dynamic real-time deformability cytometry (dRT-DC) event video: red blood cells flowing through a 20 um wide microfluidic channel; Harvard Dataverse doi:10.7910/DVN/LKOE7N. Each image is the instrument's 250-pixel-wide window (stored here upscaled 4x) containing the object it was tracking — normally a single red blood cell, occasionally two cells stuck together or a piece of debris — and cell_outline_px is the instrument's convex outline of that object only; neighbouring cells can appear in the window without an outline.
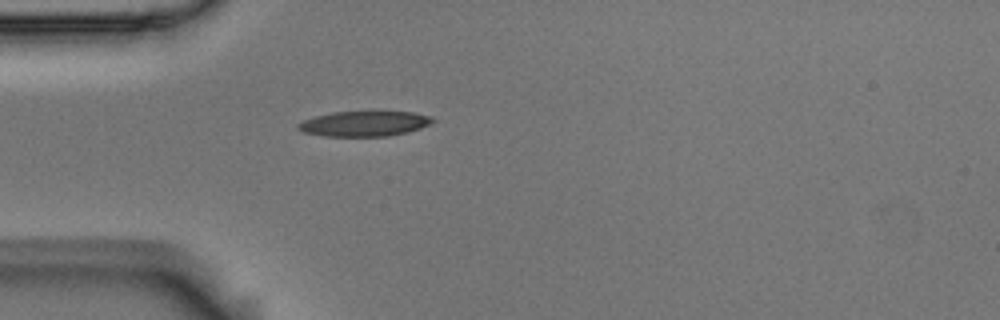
{"species": "Egyptian fruit bat (a non-hibernating species)", "species_latin": "Rousettus aegyptiacus", "temperature_condition": "room temperature", "stored_images_in_passage": 1, "camera_frame_rate_fps": 3000, "um_per_image_px": 0.085, "animal": {"sex": "male"}, "frame": {"image": 1, "passage_image": 1, "time_ms": 0.0, "image_size_px": [1000, 320], "cell_outline_px": [[436, 120], [432, 124], [408, 132], [388, 136], [324, 136], [304, 132], [296, 128], [296, 124], [304, 120], [316, 116], [332, 112], [412, 112], [432, 116]], "centroid_in_image_um": [30.99, 10.51], "position_along_channel_um": 54.0, "area_um2": 19.77}}